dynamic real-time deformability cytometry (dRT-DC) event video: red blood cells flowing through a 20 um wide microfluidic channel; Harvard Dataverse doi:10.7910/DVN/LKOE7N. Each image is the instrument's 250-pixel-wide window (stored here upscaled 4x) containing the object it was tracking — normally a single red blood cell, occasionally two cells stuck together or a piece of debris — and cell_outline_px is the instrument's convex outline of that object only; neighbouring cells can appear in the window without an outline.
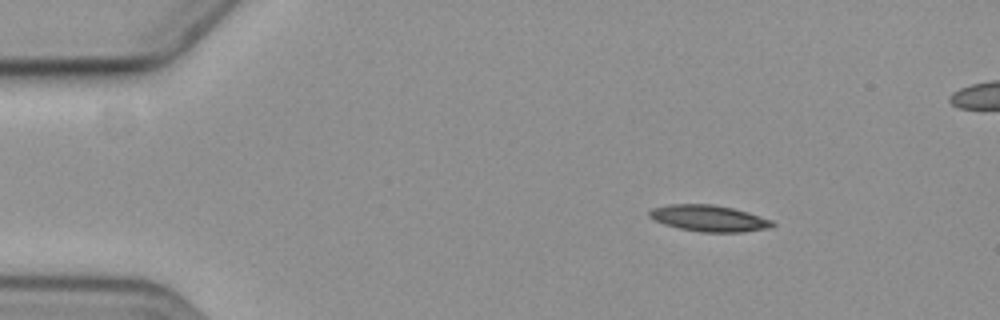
{"species": "common noctule bat (a hibernating species)", "species_latin": "Nyctalus noctula", "temperature_condition": "cold", "stored_images_in_passage": 5, "camera_frame_rate_fps": 3000, "um_per_image_px": 0.085, "animal": {"sex": "female", "body_mass_g": 19.3, "forearm_length_mm": 54.1}, "frame": {"image": 1, "passage_image": 2, "time_ms": 1.0, "image_size_px": [1000, 320], "cell_outline_px": [[776, 224], [768, 228], [744, 232], [700, 232], [680, 228], [664, 224], [648, 216], [648, 212], [652, 208], [672, 204], [712, 204], [732, 208], [748, 212], [772, 220]], "centroid_in_image_um": [60.27, 18.55], "position_along_channel_um": 24.7, "area_um2": 18.79}}